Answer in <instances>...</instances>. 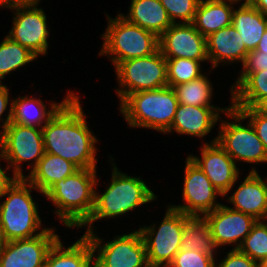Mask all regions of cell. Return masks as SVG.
Returning a JSON list of instances; mask_svg holds the SVG:
<instances>
[{
    "mask_svg": "<svg viewBox=\"0 0 267 267\" xmlns=\"http://www.w3.org/2000/svg\"><path fill=\"white\" fill-rule=\"evenodd\" d=\"M79 98L74 94L42 128L44 150L79 169H96L98 139L87 126Z\"/></svg>",
    "mask_w": 267,
    "mask_h": 267,
    "instance_id": "6da1fadb",
    "label": "cell"
},
{
    "mask_svg": "<svg viewBox=\"0 0 267 267\" xmlns=\"http://www.w3.org/2000/svg\"><path fill=\"white\" fill-rule=\"evenodd\" d=\"M96 169H79L54 183L43 195L57 208L55 214L68 228L81 227L91 216L95 204Z\"/></svg>",
    "mask_w": 267,
    "mask_h": 267,
    "instance_id": "7a4b0ae2",
    "label": "cell"
},
{
    "mask_svg": "<svg viewBox=\"0 0 267 267\" xmlns=\"http://www.w3.org/2000/svg\"><path fill=\"white\" fill-rule=\"evenodd\" d=\"M111 184L100 194L95 192L94 209L89 219L82 225L87 226V234L93 232V222L98 219L113 218L126 214L133 209L155 199V193L148 188L140 177H131L118 170L113 163Z\"/></svg>",
    "mask_w": 267,
    "mask_h": 267,
    "instance_id": "3957f363",
    "label": "cell"
},
{
    "mask_svg": "<svg viewBox=\"0 0 267 267\" xmlns=\"http://www.w3.org/2000/svg\"><path fill=\"white\" fill-rule=\"evenodd\" d=\"M178 105L175 90L166 86L128 95L120 104V112L130 128L144 127L165 133L171 127Z\"/></svg>",
    "mask_w": 267,
    "mask_h": 267,
    "instance_id": "277c9868",
    "label": "cell"
},
{
    "mask_svg": "<svg viewBox=\"0 0 267 267\" xmlns=\"http://www.w3.org/2000/svg\"><path fill=\"white\" fill-rule=\"evenodd\" d=\"M31 189L37 190L26 178H18L3 196L6 198L0 203V226L6 242L32 238L46 229L40 231L42 221Z\"/></svg>",
    "mask_w": 267,
    "mask_h": 267,
    "instance_id": "5b68a950",
    "label": "cell"
},
{
    "mask_svg": "<svg viewBox=\"0 0 267 267\" xmlns=\"http://www.w3.org/2000/svg\"><path fill=\"white\" fill-rule=\"evenodd\" d=\"M108 26L101 36L103 45L99 56H111L116 67L120 62L145 57L159 49V37L151 31L127 21L121 13L115 18L107 16Z\"/></svg>",
    "mask_w": 267,
    "mask_h": 267,
    "instance_id": "8992f818",
    "label": "cell"
},
{
    "mask_svg": "<svg viewBox=\"0 0 267 267\" xmlns=\"http://www.w3.org/2000/svg\"><path fill=\"white\" fill-rule=\"evenodd\" d=\"M120 103L130 94L168 86L167 61L158 49L155 53L120 62L115 67Z\"/></svg>",
    "mask_w": 267,
    "mask_h": 267,
    "instance_id": "52a82bcc",
    "label": "cell"
},
{
    "mask_svg": "<svg viewBox=\"0 0 267 267\" xmlns=\"http://www.w3.org/2000/svg\"><path fill=\"white\" fill-rule=\"evenodd\" d=\"M0 150V160H6L8 167H13V175L25 178L20 164L33 161L28 164L32 171L45 153L42 129L10 122L0 131Z\"/></svg>",
    "mask_w": 267,
    "mask_h": 267,
    "instance_id": "ba28073f",
    "label": "cell"
},
{
    "mask_svg": "<svg viewBox=\"0 0 267 267\" xmlns=\"http://www.w3.org/2000/svg\"><path fill=\"white\" fill-rule=\"evenodd\" d=\"M225 115L232 120L234 119V122L222 120L216 142L234 162L267 163L266 149L251 123L249 122L246 126L242 125L241 122L246 119L232 107Z\"/></svg>",
    "mask_w": 267,
    "mask_h": 267,
    "instance_id": "9c48e42d",
    "label": "cell"
},
{
    "mask_svg": "<svg viewBox=\"0 0 267 267\" xmlns=\"http://www.w3.org/2000/svg\"><path fill=\"white\" fill-rule=\"evenodd\" d=\"M146 246L149 267H168L180 250L183 213L168 206L165 217L156 230L155 225L140 227Z\"/></svg>",
    "mask_w": 267,
    "mask_h": 267,
    "instance_id": "30bf717a",
    "label": "cell"
},
{
    "mask_svg": "<svg viewBox=\"0 0 267 267\" xmlns=\"http://www.w3.org/2000/svg\"><path fill=\"white\" fill-rule=\"evenodd\" d=\"M85 236L94 251V267H149L146 246L139 229L116 236L114 240L103 245V240L96 236L94 231Z\"/></svg>",
    "mask_w": 267,
    "mask_h": 267,
    "instance_id": "8fae6325",
    "label": "cell"
},
{
    "mask_svg": "<svg viewBox=\"0 0 267 267\" xmlns=\"http://www.w3.org/2000/svg\"><path fill=\"white\" fill-rule=\"evenodd\" d=\"M39 2L7 7L11 11L15 10L13 27L7 36L27 48L36 57L46 55L50 35L46 14L42 8H37Z\"/></svg>",
    "mask_w": 267,
    "mask_h": 267,
    "instance_id": "7c38bea8",
    "label": "cell"
},
{
    "mask_svg": "<svg viewBox=\"0 0 267 267\" xmlns=\"http://www.w3.org/2000/svg\"><path fill=\"white\" fill-rule=\"evenodd\" d=\"M184 172L182 196L185 204L170 205L171 208L189 216H204L221 205L215 199L216 196L220 195L222 197L223 195L213 186L205 173L189 156L186 159Z\"/></svg>",
    "mask_w": 267,
    "mask_h": 267,
    "instance_id": "4fadbf2b",
    "label": "cell"
},
{
    "mask_svg": "<svg viewBox=\"0 0 267 267\" xmlns=\"http://www.w3.org/2000/svg\"><path fill=\"white\" fill-rule=\"evenodd\" d=\"M54 228L28 239L7 241L0 252V267H44L50 248L59 239Z\"/></svg>",
    "mask_w": 267,
    "mask_h": 267,
    "instance_id": "5bb4252c",
    "label": "cell"
},
{
    "mask_svg": "<svg viewBox=\"0 0 267 267\" xmlns=\"http://www.w3.org/2000/svg\"><path fill=\"white\" fill-rule=\"evenodd\" d=\"M159 50L166 59L188 58L209 61L206 38L192 23L172 24L159 37Z\"/></svg>",
    "mask_w": 267,
    "mask_h": 267,
    "instance_id": "9a60e30c",
    "label": "cell"
},
{
    "mask_svg": "<svg viewBox=\"0 0 267 267\" xmlns=\"http://www.w3.org/2000/svg\"><path fill=\"white\" fill-rule=\"evenodd\" d=\"M216 141L217 137L201 146V159L194 155L189 157L205 173L213 186L226 197L239 179V169L236 162Z\"/></svg>",
    "mask_w": 267,
    "mask_h": 267,
    "instance_id": "2e32d148",
    "label": "cell"
},
{
    "mask_svg": "<svg viewBox=\"0 0 267 267\" xmlns=\"http://www.w3.org/2000/svg\"><path fill=\"white\" fill-rule=\"evenodd\" d=\"M204 218L208 222L216 246L236 244L234 249L241 246L257 221L253 216L236 211L223 204L206 213Z\"/></svg>",
    "mask_w": 267,
    "mask_h": 267,
    "instance_id": "e0dca14e",
    "label": "cell"
},
{
    "mask_svg": "<svg viewBox=\"0 0 267 267\" xmlns=\"http://www.w3.org/2000/svg\"><path fill=\"white\" fill-rule=\"evenodd\" d=\"M74 94L73 91H69L61 103L52 102L49 110H47V105L40 98L35 99L29 96H19V98L11 101L9 113L2 122V131L5 130L10 122L42 129Z\"/></svg>",
    "mask_w": 267,
    "mask_h": 267,
    "instance_id": "ac0fdd59",
    "label": "cell"
},
{
    "mask_svg": "<svg viewBox=\"0 0 267 267\" xmlns=\"http://www.w3.org/2000/svg\"><path fill=\"white\" fill-rule=\"evenodd\" d=\"M230 107H200L179 104L171 127L165 133L175 131L178 134L204 137L210 133L212 127L218 123L217 121H220L219 112L225 114Z\"/></svg>",
    "mask_w": 267,
    "mask_h": 267,
    "instance_id": "d6986e66",
    "label": "cell"
},
{
    "mask_svg": "<svg viewBox=\"0 0 267 267\" xmlns=\"http://www.w3.org/2000/svg\"><path fill=\"white\" fill-rule=\"evenodd\" d=\"M228 200L234 205L231 209L249 214L256 220L267 219V183L254 168Z\"/></svg>",
    "mask_w": 267,
    "mask_h": 267,
    "instance_id": "ffe728a7",
    "label": "cell"
},
{
    "mask_svg": "<svg viewBox=\"0 0 267 267\" xmlns=\"http://www.w3.org/2000/svg\"><path fill=\"white\" fill-rule=\"evenodd\" d=\"M209 62L216 68L220 63L240 61L243 64L248 50L233 25L222 28L206 37Z\"/></svg>",
    "mask_w": 267,
    "mask_h": 267,
    "instance_id": "44dd1931",
    "label": "cell"
},
{
    "mask_svg": "<svg viewBox=\"0 0 267 267\" xmlns=\"http://www.w3.org/2000/svg\"><path fill=\"white\" fill-rule=\"evenodd\" d=\"M235 3L237 2L232 0H200L192 24L206 38L232 25Z\"/></svg>",
    "mask_w": 267,
    "mask_h": 267,
    "instance_id": "7402d4cb",
    "label": "cell"
},
{
    "mask_svg": "<svg viewBox=\"0 0 267 267\" xmlns=\"http://www.w3.org/2000/svg\"><path fill=\"white\" fill-rule=\"evenodd\" d=\"M127 21L151 31L160 37L171 25L166 9L160 0H131Z\"/></svg>",
    "mask_w": 267,
    "mask_h": 267,
    "instance_id": "603a6c76",
    "label": "cell"
},
{
    "mask_svg": "<svg viewBox=\"0 0 267 267\" xmlns=\"http://www.w3.org/2000/svg\"><path fill=\"white\" fill-rule=\"evenodd\" d=\"M63 247L58 239L50 248L44 267H94V251L85 235L71 246Z\"/></svg>",
    "mask_w": 267,
    "mask_h": 267,
    "instance_id": "cb8c5ba5",
    "label": "cell"
},
{
    "mask_svg": "<svg viewBox=\"0 0 267 267\" xmlns=\"http://www.w3.org/2000/svg\"><path fill=\"white\" fill-rule=\"evenodd\" d=\"M79 168L72 162L50 153H44L38 165L25 177L41 194L54 183L73 175Z\"/></svg>",
    "mask_w": 267,
    "mask_h": 267,
    "instance_id": "d4e9b609",
    "label": "cell"
},
{
    "mask_svg": "<svg viewBox=\"0 0 267 267\" xmlns=\"http://www.w3.org/2000/svg\"><path fill=\"white\" fill-rule=\"evenodd\" d=\"M232 25L238 31L248 51H254L267 29V16L250 3H241L233 10Z\"/></svg>",
    "mask_w": 267,
    "mask_h": 267,
    "instance_id": "484cf974",
    "label": "cell"
},
{
    "mask_svg": "<svg viewBox=\"0 0 267 267\" xmlns=\"http://www.w3.org/2000/svg\"><path fill=\"white\" fill-rule=\"evenodd\" d=\"M218 248L204 216H189L183 213V231L180 250L198 251L211 257Z\"/></svg>",
    "mask_w": 267,
    "mask_h": 267,
    "instance_id": "4316f807",
    "label": "cell"
},
{
    "mask_svg": "<svg viewBox=\"0 0 267 267\" xmlns=\"http://www.w3.org/2000/svg\"><path fill=\"white\" fill-rule=\"evenodd\" d=\"M232 108H253L267 96V69L250 73L232 92Z\"/></svg>",
    "mask_w": 267,
    "mask_h": 267,
    "instance_id": "83f0119b",
    "label": "cell"
},
{
    "mask_svg": "<svg viewBox=\"0 0 267 267\" xmlns=\"http://www.w3.org/2000/svg\"><path fill=\"white\" fill-rule=\"evenodd\" d=\"M205 76L206 75H203L196 80L188 83H181L173 87L179 104L200 107H216L210 102L213 96V88L208 77Z\"/></svg>",
    "mask_w": 267,
    "mask_h": 267,
    "instance_id": "f1b7e54d",
    "label": "cell"
},
{
    "mask_svg": "<svg viewBox=\"0 0 267 267\" xmlns=\"http://www.w3.org/2000/svg\"><path fill=\"white\" fill-rule=\"evenodd\" d=\"M37 57L27 48L5 36L0 44V84L7 74L16 71Z\"/></svg>",
    "mask_w": 267,
    "mask_h": 267,
    "instance_id": "f546056e",
    "label": "cell"
},
{
    "mask_svg": "<svg viewBox=\"0 0 267 267\" xmlns=\"http://www.w3.org/2000/svg\"><path fill=\"white\" fill-rule=\"evenodd\" d=\"M168 86L174 87L181 83H188L203 76L201 61L188 58L166 59Z\"/></svg>",
    "mask_w": 267,
    "mask_h": 267,
    "instance_id": "4dcf8cb0",
    "label": "cell"
},
{
    "mask_svg": "<svg viewBox=\"0 0 267 267\" xmlns=\"http://www.w3.org/2000/svg\"><path fill=\"white\" fill-rule=\"evenodd\" d=\"M267 220H257L238 248L258 264L267 258Z\"/></svg>",
    "mask_w": 267,
    "mask_h": 267,
    "instance_id": "1f68e13d",
    "label": "cell"
},
{
    "mask_svg": "<svg viewBox=\"0 0 267 267\" xmlns=\"http://www.w3.org/2000/svg\"><path fill=\"white\" fill-rule=\"evenodd\" d=\"M199 1L200 0H160L172 24L192 23ZM178 18L181 19L182 22L179 20L177 22L176 19Z\"/></svg>",
    "mask_w": 267,
    "mask_h": 267,
    "instance_id": "d6a6232c",
    "label": "cell"
},
{
    "mask_svg": "<svg viewBox=\"0 0 267 267\" xmlns=\"http://www.w3.org/2000/svg\"><path fill=\"white\" fill-rule=\"evenodd\" d=\"M168 267H215V259L202 252L179 250Z\"/></svg>",
    "mask_w": 267,
    "mask_h": 267,
    "instance_id": "836d02e7",
    "label": "cell"
},
{
    "mask_svg": "<svg viewBox=\"0 0 267 267\" xmlns=\"http://www.w3.org/2000/svg\"><path fill=\"white\" fill-rule=\"evenodd\" d=\"M243 70L240 73L236 83L231 87V92L252 72L263 71L267 69V54L254 50L249 51L242 64ZM236 85V86H235Z\"/></svg>",
    "mask_w": 267,
    "mask_h": 267,
    "instance_id": "e575fe53",
    "label": "cell"
},
{
    "mask_svg": "<svg viewBox=\"0 0 267 267\" xmlns=\"http://www.w3.org/2000/svg\"><path fill=\"white\" fill-rule=\"evenodd\" d=\"M251 123L267 152V116L258 113L254 108H234Z\"/></svg>",
    "mask_w": 267,
    "mask_h": 267,
    "instance_id": "d590c367",
    "label": "cell"
},
{
    "mask_svg": "<svg viewBox=\"0 0 267 267\" xmlns=\"http://www.w3.org/2000/svg\"><path fill=\"white\" fill-rule=\"evenodd\" d=\"M215 267H258V263L239 249H231L220 263Z\"/></svg>",
    "mask_w": 267,
    "mask_h": 267,
    "instance_id": "8d00e7d4",
    "label": "cell"
},
{
    "mask_svg": "<svg viewBox=\"0 0 267 267\" xmlns=\"http://www.w3.org/2000/svg\"><path fill=\"white\" fill-rule=\"evenodd\" d=\"M10 168L7 166L5 170L0 166V198L3 197L8 189L14 184V182L19 178L16 175L8 177L6 175L7 170Z\"/></svg>",
    "mask_w": 267,
    "mask_h": 267,
    "instance_id": "74e56055",
    "label": "cell"
},
{
    "mask_svg": "<svg viewBox=\"0 0 267 267\" xmlns=\"http://www.w3.org/2000/svg\"><path fill=\"white\" fill-rule=\"evenodd\" d=\"M9 104V90L3 84H0V121H3L2 114L5 112Z\"/></svg>",
    "mask_w": 267,
    "mask_h": 267,
    "instance_id": "f35d334b",
    "label": "cell"
},
{
    "mask_svg": "<svg viewBox=\"0 0 267 267\" xmlns=\"http://www.w3.org/2000/svg\"><path fill=\"white\" fill-rule=\"evenodd\" d=\"M40 0H0V7H10L14 5L30 4Z\"/></svg>",
    "mask_w": 267,
    "mask_h": 267,
    "instance_id": "ab89813d",
    "label": "cell"
},
{
    "mask_svg": "<svg viewBox=\"0 0 267 267\" xmlns=\"http://www.w3.org/2000/svg\"><path fill=\"white\" fill-rule=\"evenodd\" d=\"M249 3L267 16V0H251Z\"/></svg>",
    "mask_w": 267,
    "mask_h": 267,
    "instance_id": "60d3db41",
    "label": "cell"
},
{
    "mask_svg": "<svg viewBox=\"0 0 267 267\" xmlns=\"http://www.w3.org/2000/svg\"><path fill=\"white\" fill-rule=\"evenodd\" d=\"M258 113L267 116V96L262 98L254 107Z\"/></svg>",
    "mask_w": 267,
    "mask_h": 267,
    "instance_id": "b9f144b4",
    "label": "cell"
},
{
    "mask_svg": "<svg viewBox=\"0 0 267 267\" xmlns=\"http://www.w3.org/2000/svg\"><path fill=\"white\" fill-rule=\"evenodd\" d=\"M255 50L267 54V29L265 30V33L261 37L260 42L258 43Z\"/></svg>",
    "mask_w": 267,
    "mask_h": 267,
    "instance_id": "7bdbcfd3",
    "label": "cell"
},
{
    "mask_svg": "<svg viewBox=\"0 0 267 267\" xmlns=\"http://www.w3.org/2000/svg\"><path fill=\"white\" fill-rule=\"evenodd\" d=\"M5 243H6V241H5L4 237H3L2 228L0 226V252L4 248Z\"/></svg>",
    "mask_w": 267,
    "mask_h": 267,
    "instance_id": "ee69618b",
    "label": "cell"
},
{
    "mask_svg": "<svg viewBox=\"0 0 267 267\" xmlns=\"http://www.w3.org/2000/svg\"><path fill=\"white\" fill-rule=\"evenodd\" d=\"M258 267H267V258L262 260L259 264Z\"/></svg>",
    "mask_w": 267,
    "mask_h": 267,
    "instance_id": "f6af8a7d",
    "label": "cell"
},
{
    "mask_svg": "<svg viewBox=\"0 0 267 267\" xmlns=\"http://www.w3.org/2000/svg\"><path fill=\"white\" fill-rule=\"evenodd\" d=\"M232 1H235V2H239V1H242V0H232ZM251 0H245L244 3H249Z\"/></svg>",
    "mask_w": 267,
    "mask_h": 267,
    "instance_id": "bcb514c9",
    "label": "cell"
}]
</instances>
